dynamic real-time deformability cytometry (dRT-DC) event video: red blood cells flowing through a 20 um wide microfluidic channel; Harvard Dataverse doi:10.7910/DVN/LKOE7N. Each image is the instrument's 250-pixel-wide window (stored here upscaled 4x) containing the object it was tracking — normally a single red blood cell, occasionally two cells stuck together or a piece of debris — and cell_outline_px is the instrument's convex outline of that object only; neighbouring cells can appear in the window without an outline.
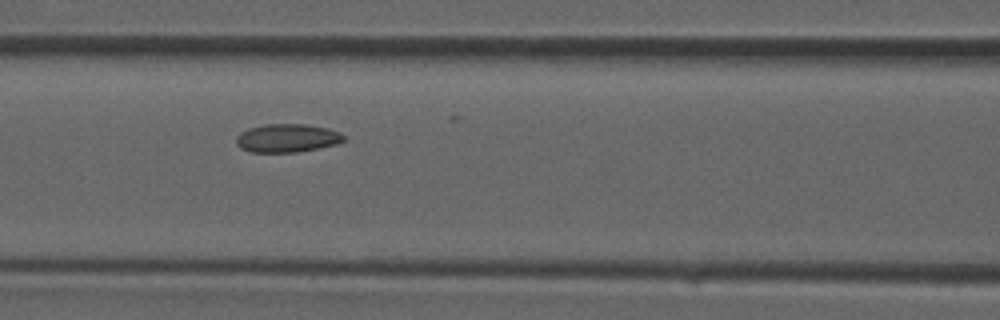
{"species": "common noctule bat (a hibernating species)", "species_latin": "Nyctalus noctula", "temperature_condition": "room temperature", "stored_images_in_passage": 37, "camera_frame_rate_fps": 3000, "um_per_image_px": 0.085, "animal": {"sex": "male", "forearm_length_mm": 52.5}, "frame": {"image": 1, "passage_image": 16, "time_ms": 5.0, "image_size_px": [1000, 320], "cell_outline_px": [[344, 140], [336, 144], [320, 148], [296, 152], [248, 152], [240, 148], [236, 144], [236, 136], [240, 132], [248, 128], [264, 124], [304, 124], [328, 128], [340, 132], [344, 136]], "centroid_in_image_um": [24.37, 11.74], "position_along_channel_um": 142.2, "area_um2": 17.92}}